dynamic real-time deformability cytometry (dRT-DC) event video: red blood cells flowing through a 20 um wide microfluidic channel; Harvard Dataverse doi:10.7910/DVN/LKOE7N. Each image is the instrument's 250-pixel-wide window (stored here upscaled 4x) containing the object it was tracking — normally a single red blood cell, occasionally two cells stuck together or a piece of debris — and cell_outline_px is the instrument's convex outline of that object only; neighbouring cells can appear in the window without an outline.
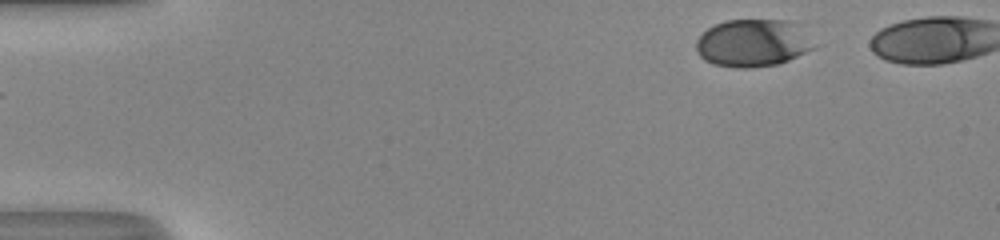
{"species": "human", "species_latin": "Homo sapiens", "temperature_condition": "room temperature", "stored_images_in_passage": 38, "camera_frame_rate_fps": 3000, "um_per_image_px": 0.085, "donor": {"sex": "male"}, "frame": {"image": 1, "passage_image": 1, "time_ms": 0.0, "image_size_px": [1000, 240], "cell_outline_px": [[824, 44], [816, 48], [788, 60], [776, 64], [748, 68], [740, 68], [712, 64], [704, 60], [696, 52], [696, 40], [712, 24], [724, 20], [792, 20]], "centroid_in_image_um": [64.09, 3.64], "position_along_channel_um": 20.9, "area_um2": 33.58}}
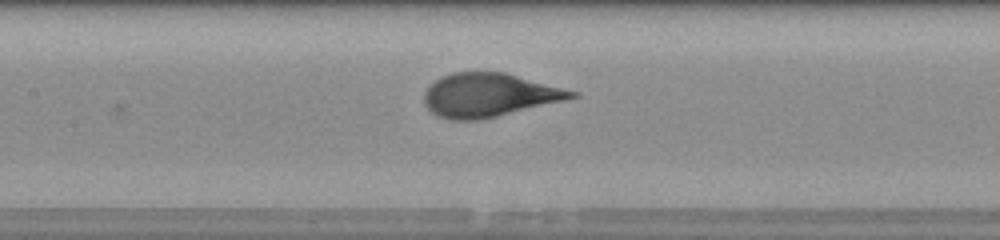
{"frame": {"image": 2, "passage_image": 20, "time_ms": 6.333, "image_size_px": [1000, 240], "cell_outline_px": [[580, 96], [564, 100], [480, 120], [452, 120], [440, 116], [432, 112], [424, 104], [424, 92], [428, 84], [440, 76], [452, 72], [504, 72], [580, 92]], "centroid_in_image_um": [41.54, 8.07], "position_along_channel_um": 165.9, "area_um2": 37.45}}
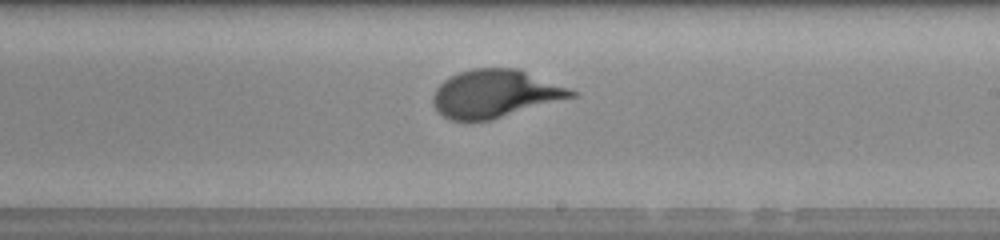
{"frame": {"image": 3, "passage_image": 26, "time_ms": 8.333, "image_size_px": [1000, 240], "cell_outline_px": [[576, 96], [492, 120], [448, 120], [436, 112], [432, 104], [432, 96], [436, 88], [444, 80], [460, 72], [472, 68], [520, 68], [568, 88], [576, 92]], "centroid_in_image_um": [42.04, 7.97], "position_along_channel_um": 247.0, "area_um2": 38.67}, "authors_computed_cell_mechanics": {"area_um2": 37.2521, "velocity_mm_per_s": 4.0734, "shape_relaxation_time_tau1_ms": 2.7171, "shape_relaxation_time_tau2_ms": null, "deformation_change_tau1": 0.1551, "deformation_change_tau2": null}}